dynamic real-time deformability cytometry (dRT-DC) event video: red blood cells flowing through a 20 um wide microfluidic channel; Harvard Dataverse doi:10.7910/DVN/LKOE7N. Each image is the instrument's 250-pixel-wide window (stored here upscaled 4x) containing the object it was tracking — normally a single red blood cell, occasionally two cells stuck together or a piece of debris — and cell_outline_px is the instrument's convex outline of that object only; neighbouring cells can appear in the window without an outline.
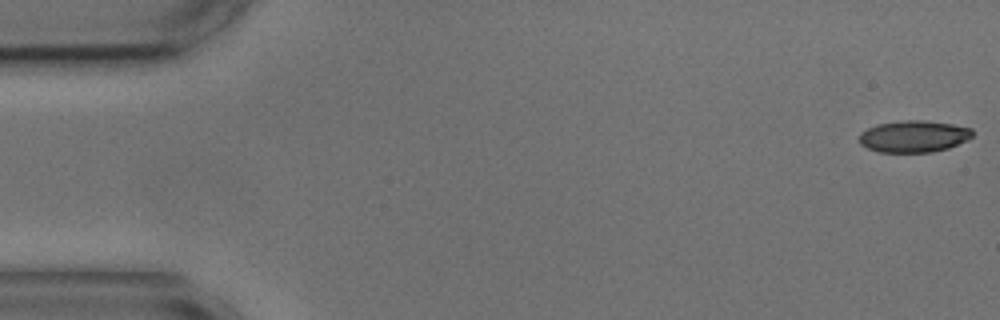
{"species": "common noctule bat (a hibernating species)", "species_latin": "Nyctalus noctula", "temperature_condition": "cold", "stored_images_in_passage": 54, "camera_frame_rate_fps": 3000, "um_per_image_px": 0.085, "animal": {"sex": "male", "body_mass_g": 17.9, "forearm_length_mm": 54.2}, "frame": {"image": 1, "passage_image": 1, "time_ms": 0.0, "image_size_px": [1000, 320], "cell_outline_px": [[972, 136], [968, 140], [948, 148], [932, 152], [880, 152], [868, 148], [860, 144], [860, 132], [876, 124], [904, 120], [924, 120], [952, 124], [972, 128]], "centroid_in_image_um": [77.67, 11.59], "position_along_channel_um": 7.3, "area_um2": 20.98}}
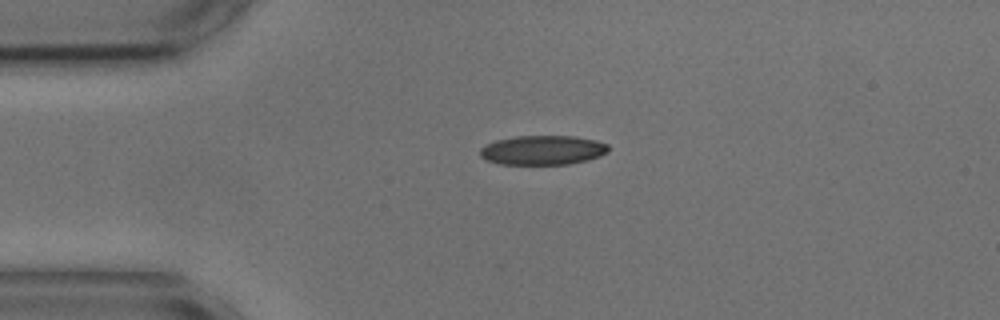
{"frame": {"image": 2, "passage_image": 12, "time_ms": 3.667, "image_size_px": [1000, 320], "cell_outline_px": [[608, 152], [600, 156], [588, 160], [568, 164], [500, 164], [488, 160], [480, 156], [480, 148], [484, 144], [496, 140], [516, 136], [576, 136], [596, 140], [608, 144]], "centroid_in_image_um": [46.13, 12.75], "position_along_channel_um": 38.9, "area_um2": 22.08}}
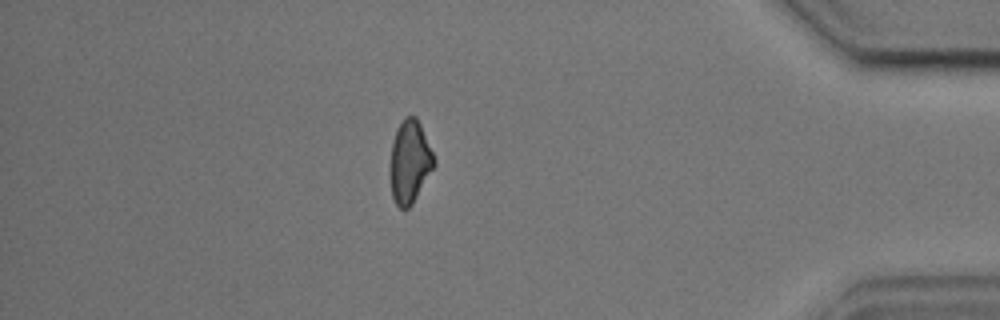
{"frame": {"image": 3, "passage_image": 47, "time_ms": 15.333, "image_size_px": [1000, 320], "cell_outline_px": [[436, 164], [412, 204], [408, 208], [400, 208], [396, 204], [392, 196], [388, 176], [388, 168], [392, 144], [396, 128], [404, 116], [416, 116], [420, 124], [436, 160]], "centroid_in_image_um": [34.79, 13.75], "position_along_channel_um": 400.4, "area_um2": 21.56}, "authors_computed_cell_mechanics": {"area_um2": 21.9929, "velocity_mm_per_s": 3.6602, "shape_relaxation_time_tau1_ms": 10.1648, "shape_relaxation_time_tau2_ms": 4.0982, "deformation_change_tau1": 0.1974, "deformation_change_tau2": 0.1032}}